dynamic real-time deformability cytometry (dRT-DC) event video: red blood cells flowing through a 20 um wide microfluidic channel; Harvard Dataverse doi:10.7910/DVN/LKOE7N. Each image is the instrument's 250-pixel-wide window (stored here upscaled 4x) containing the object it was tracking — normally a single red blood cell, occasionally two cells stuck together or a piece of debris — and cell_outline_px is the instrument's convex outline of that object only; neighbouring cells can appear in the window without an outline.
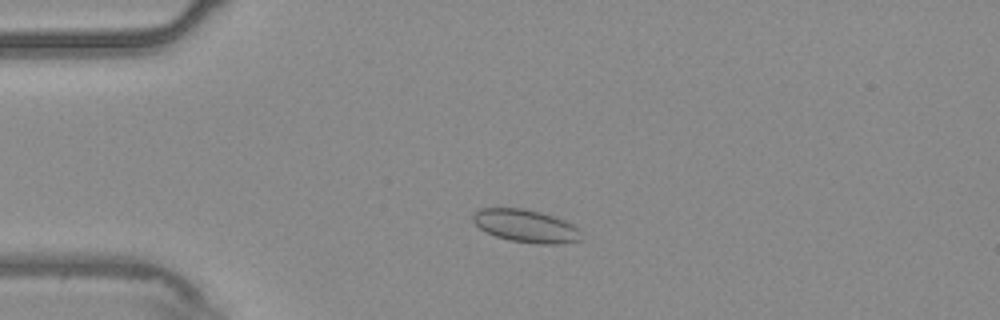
{"species": "common noctule bat (a hibernating species)", "species_latin": "Nyctalus noctula", "temperature_condition": "warm", "stored_images_in_passage": 53, "camera_frame_rate_fps": 3000, "um_per_image_px": 0.085, "animal": {"sex": "male", "body_mass_g": 20.4}, "frame": {"image": 1, "passage_image": 11, "time_ms": 3.333, "image_size_px": [1000, 320], "cell_outline_px": [[584, 240], [564, 244], [540, 244], [508, 240], [496, 236], [480, 228], [472, 220], [472, 212], [480, 208], [524, 208], [540, 212], [564, 220], [580, 228]], "centroid_in_image_um": [44.74, 19.21], "position_along_channel_um": 40.3, "area_um2": 20.98}}
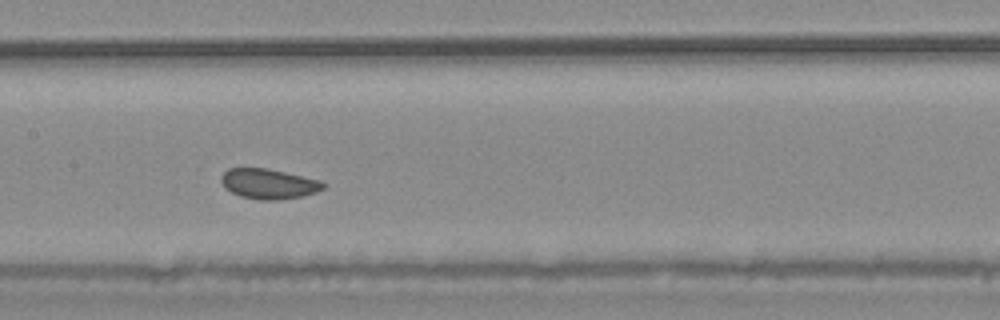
{"frame": {"image": 2, "passage_image": 25, "time_ms": 8.0, "image_size_px": [1000, 320], "cell_outline_px": [[328, 184], [324, 188], [316, 192], [304, 196], [276, 200], [260, 200], [240, 196], [224, 188], [220, 180], [220, 176], [228, 168], [268, 168], [320, 180]], "centroid_in_image_um": [22.84, 15.62], "position_along_channel_um": 184.6, "area_um2": 18.09}}
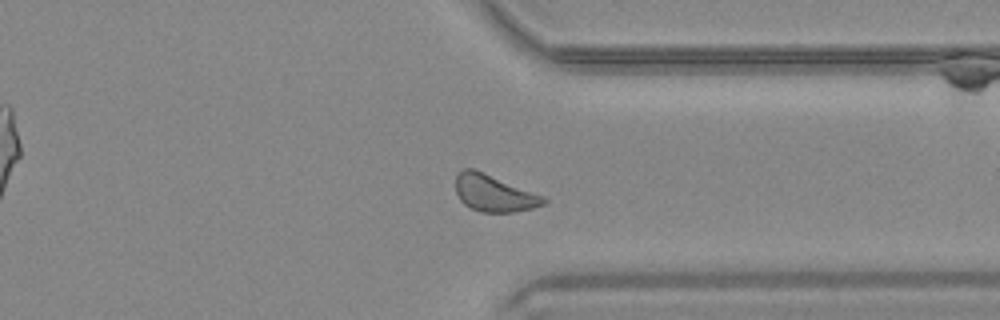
{"frame": {"image": 3, "passage_image": 40, "time_ms": 13.0, "image_size_px": [1000, 320], "cell_outline_px": [[548, 200], [544, 204], [532, 208], [512, 212], [480, 212], [464, 204], [460, 200], [456, 192], [456, 176], [464, 168], [472, 168], [544, 196]], "centroid_in_image_um": [41.98, 16.43], "position_along_channel_um": 369.4, "area_um2": 18.55}, "authors_computed_cell_mechanics": {"area_um2": 18.6116, "velocity_mm_per_s": 3.7037, "shape_relaxation_time_tau1_ms": 5.3123, "shape_relaxation_time_tau2_ms": null, "deformation_change_tau1": 0.0608, "deformation_change_tau2": null}}